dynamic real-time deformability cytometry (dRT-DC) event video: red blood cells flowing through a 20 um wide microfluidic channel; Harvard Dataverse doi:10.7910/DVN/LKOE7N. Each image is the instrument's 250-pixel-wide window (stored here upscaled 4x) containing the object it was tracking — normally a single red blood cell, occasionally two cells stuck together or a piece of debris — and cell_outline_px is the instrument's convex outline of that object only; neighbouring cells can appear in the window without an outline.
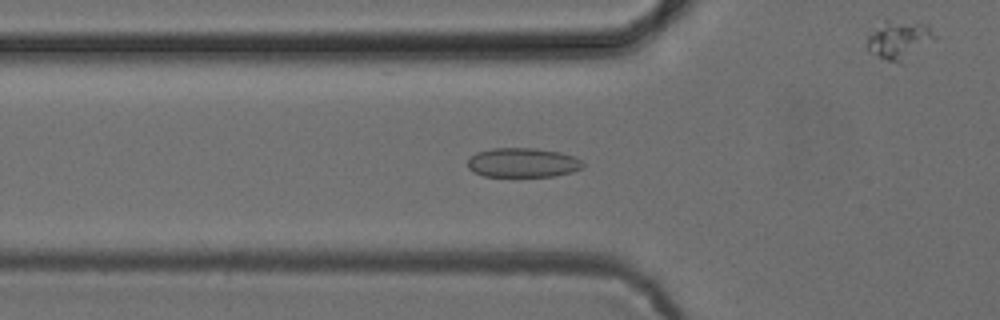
{"species": "common noctule bat (a hibernating species)", "species_latin": "Nyctalus noctula", "temperature_condition": "cold", "stored_images_in_passage": 53, "camera_frame_rate_fps": 3000, "um_per_image_px": 0.085, "animal": {"sex": "female", "body_mass_g": 24.6, "forearm_length_mm": 56.2}, "frame": {"image": 1, "passage_image": 18, "time_ms": 5.667, "image_size_px": [1000, 320], "cell_outline_px": [[584, 168], [572, 172], [556, 176], [484, 176], [472, 172], [468, 168], [468, 160], [476, 152], [492, 148], [536, 148], [560, 152], [572, 156], [580, 160], [584, 164]], "centroid_in_image_um": [44.43, 13.82], "position_along_channel_um": 81.4, "area_um2": 19.83}}
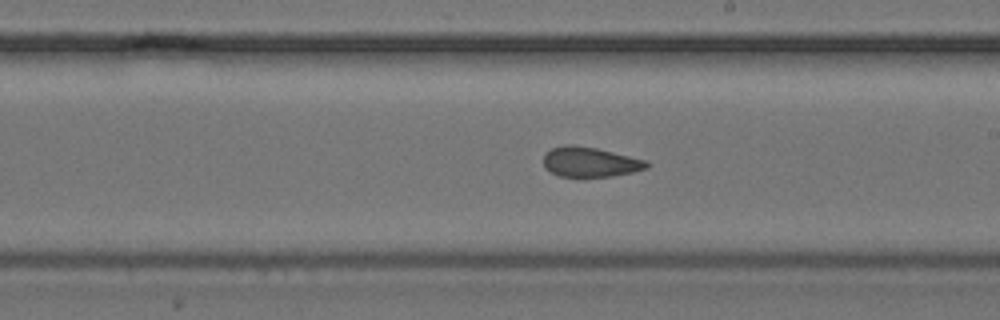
{"frame": {"image": 2, "passage_image": 30, "time_ms": 9.667, "image_size_px": [1000, 320], "cell_outline_px": [[648, 168], [632, 172], [612, 176], [560, 176], [544, 168], [544, 152], [552, 148], [564, 144], [572, 144], [596, 148], [648, 160]], "centroid_in_image_um": [50.15, 13.75], "position_along_channel_um": 238.9, "area_um2": 17.98}}
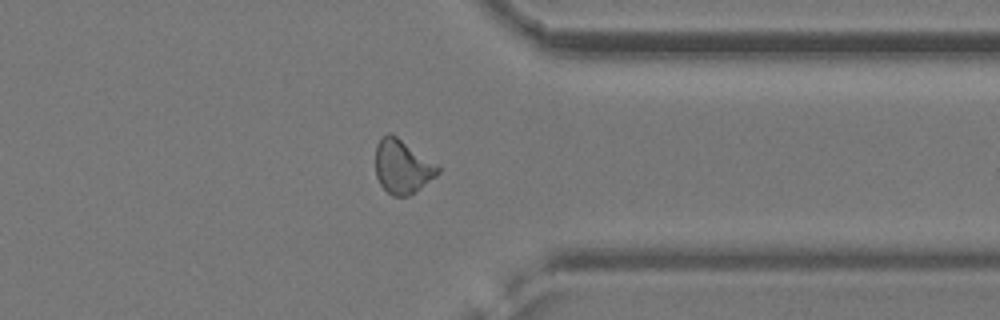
{"frame": {"image": 3, "passage_image": 41, "time_ms": 13.333, "image_size_px": [1000, 320], "cell_outline_px": [[440, 172], [436, 176], [416, 192], [408, 196], [392, 196], [380, 184], [376, 176], [376, 144], [380, 136], [388, 132], [396, 136], [436, 164], [440, 168]], "centroid_in_image_um": [34.18, 14.17], "position_along_channel_um": 377.2, "area_um2": 19.48}, "authors_computed_cell_mechanics": {"area_um2": 19.074, "velocity_mm_per_s": 3.9145, "shape_relaxation_time_tau1_ms": null, "shape_relaxation_time_tau2_ms": 2.707, "deformation_change_tau1": null, "deformation_change_tau2": 0.0691}}